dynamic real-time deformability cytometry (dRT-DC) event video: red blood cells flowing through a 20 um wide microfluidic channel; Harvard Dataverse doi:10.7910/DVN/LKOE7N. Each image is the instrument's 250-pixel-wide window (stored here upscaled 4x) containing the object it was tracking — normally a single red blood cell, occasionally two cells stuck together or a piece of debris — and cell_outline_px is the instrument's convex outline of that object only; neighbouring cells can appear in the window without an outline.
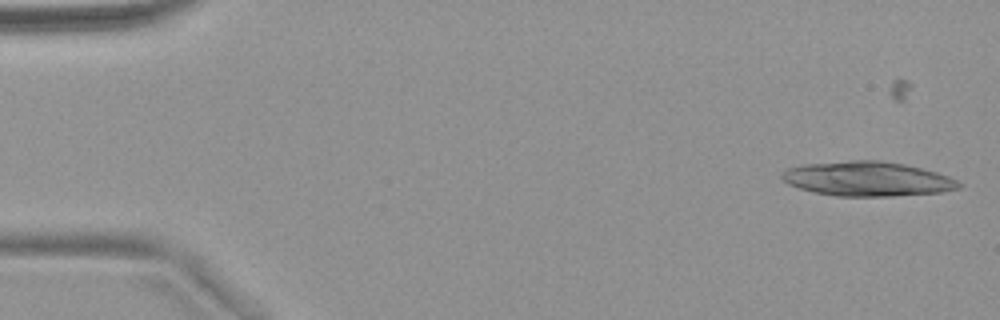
{"species": "common noctule bat (a hibernating species)", "species_latin": "Nyctalus noctula", "temperature_condition": "warm", "stored_images_in_passage": 26, "camera_frame_rate_fps": 3000, "um_per_image_px": 0.085, "animal": {"sex": "female", "body_mass_g": 18.4}, "frame": {"image": 1, "passage_image": 5, "time_ms": 1.333, "image_size_px": [1000, 320], "cell_outline_px": [[964, 184], [960, 188], [940, 192], [892, 196], [836, 196], [816, 192], [800, 188], [788, 184], [780, 176], [788, 168], [800, 164], [852, 160], [880, 160], [904, 164], [936, 172], [948, 176]], "centroid_in_image_um": [73.73, 15.2], "position_along_channel_um": 11.3, "area_um2": 35.55}}
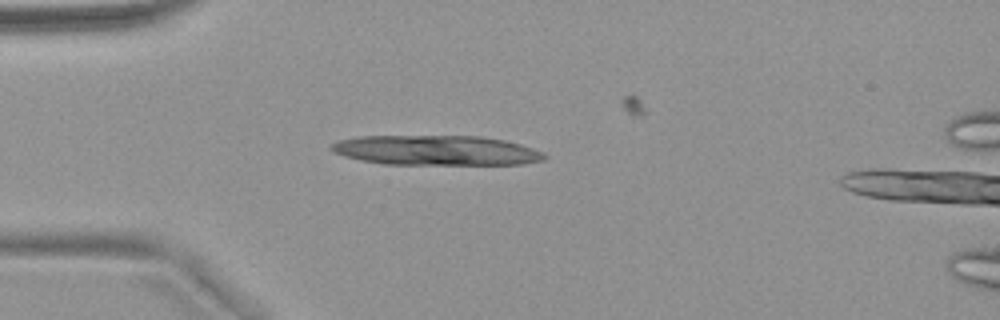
{"frame": {"image": 2, "passage_image": 17, "time_ms": 5.333, "image_size_px": [1000, 320], "cell_outline_px": [[548, 156], [544, 160], [520, 164], [384, 164], [344, 156], [328, 148], [336, 140], [360, 136], [480, 136], [504, 140], [520, 144], [544, 152]], "centroid_in_image_um": [37.09, 12.77], "position_along_channel_um": 47.9, "area_um2": 36.99}}